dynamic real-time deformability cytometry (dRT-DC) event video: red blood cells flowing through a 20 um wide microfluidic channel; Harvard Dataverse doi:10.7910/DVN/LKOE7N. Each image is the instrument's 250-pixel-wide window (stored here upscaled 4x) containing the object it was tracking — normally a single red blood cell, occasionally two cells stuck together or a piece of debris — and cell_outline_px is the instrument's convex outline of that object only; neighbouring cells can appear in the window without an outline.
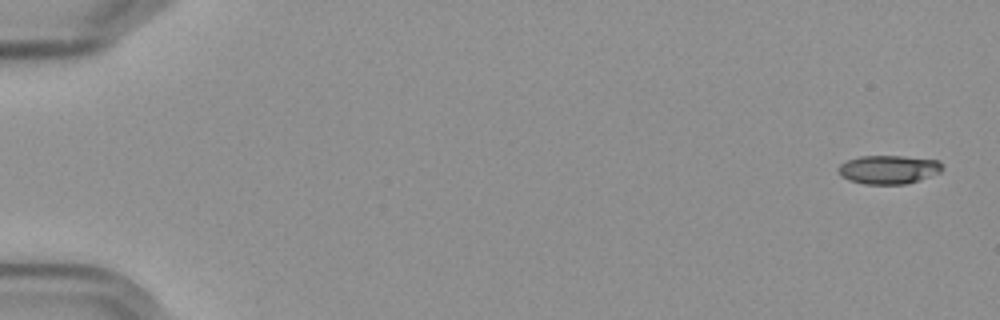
{"species": "Egyptian fruit bat (a non-hibernating species)", "species_latin": "Rousettus aegyptiacus", "temperature_condition": "cold", "stored_images_in_passage": 4, "camera_frame_rate_fps": 3000, "um_per_image_px": 0.085, "frame": {"image": 1, "passage_image": 1, "time_ms": 0.0, "image_size_px": [1000, 320], "cell_outline_px": [[944, 168], [940, 172], [904, 184], [864, 184], [848, 180], [840, 176], [840, 164], [848, 160], [860, 156], [904, 156], [940, 160]], "centroid_in_image_um": [75.54, 14.4], "position_along_channel_um": 9.5, "area_um2": 17.22}}